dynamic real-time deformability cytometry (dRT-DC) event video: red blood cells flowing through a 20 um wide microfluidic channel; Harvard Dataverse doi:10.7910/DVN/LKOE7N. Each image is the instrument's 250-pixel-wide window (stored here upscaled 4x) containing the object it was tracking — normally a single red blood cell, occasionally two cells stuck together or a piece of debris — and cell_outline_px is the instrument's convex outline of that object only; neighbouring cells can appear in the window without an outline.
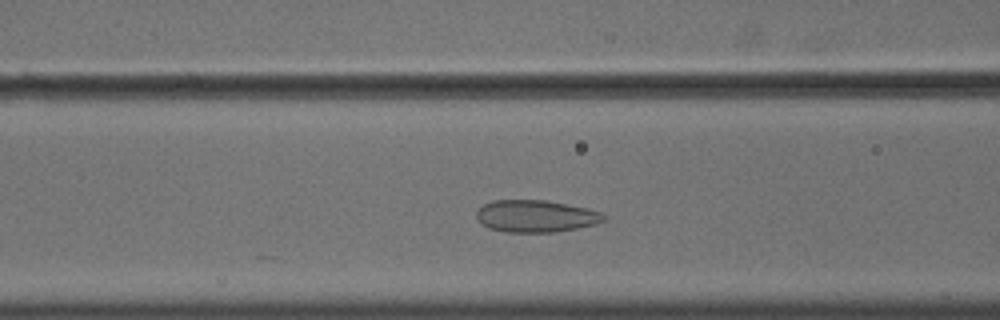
{"species": "common noctule bat (a hibernating species)", "species_latin": "Nyctalus noctula", "temperature_condition": "cold", "stored_images_in_passage": 47, "camera_frame_rate_fps": 3000, "um_per_image_px": 0.085, "animal": {"sex": "male", "body_mass_g": 18.8}, "frame": {"image": 1, "passage_image": 14, "time_ms": 4.333, "image_size_px": [1000, 320], "cell_outline_px": [[604, 220], [596, 224], [576, 228], [552, 232], [504, 232], [488, 228], [480, 224], [476, 216], [476, 212], [484, 204], [492, 200], [544, 200], [568, 204], [588, 208], [600, 212], [604, 216]], "centroid_in_image_um": [45.5, 18.37], "position_along_channel_um": 121.1, "area_um2": 23.81}}
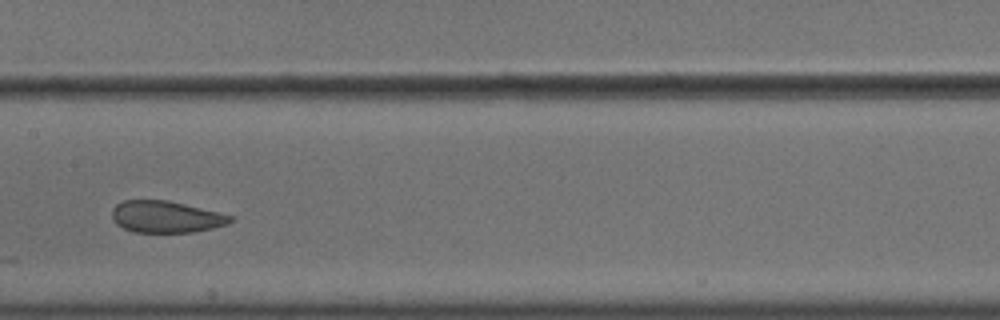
{"frame": {"image": 2, "passage_image": 20, "time_ms": 6.333, "image_size_px": [1000, 320], "cell_outline_px": [[232, 220], [228, 224], [212, 228], [192, 232], [132, 232], [116, 224], [112, 220], [112, 208], [116, 204], [124, 200], [168, 200], [232, 216]], "centroid_in_image_um": [14.05, 18.43], "position_along_channel_um": 193.4, "area_um2": 21.73}}
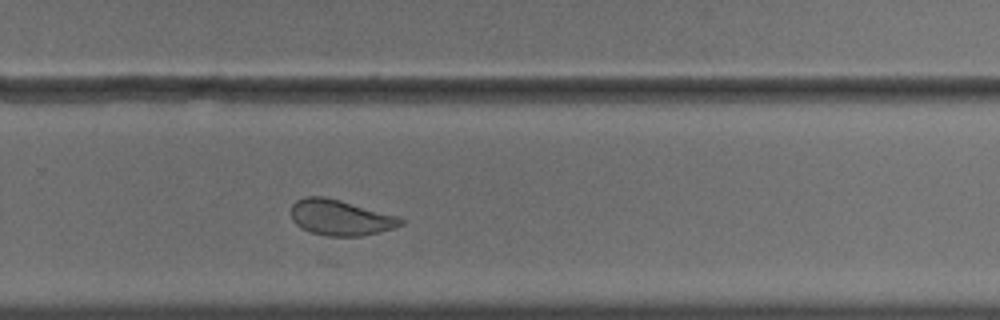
{"frame": {"image": 3, "passage_image": 29, "time_ms": 9.333, "image_size_px": [1000, 320], "cell_outline_px": [[404, 224], [380, 232], [360, 236], [328, 236], [312, 232], [300, 228], [292, 220], [292, 204], [296, 200], [304, 196], [324, 196], [340, 200], [400, 216], [404, 220]], "centroid_in_image_um": [28.95, 18.48], "position_along_channel_um": 300.9, "area_um2": 22.89}, "authors_computed_cell_mechanics": {"area_um2": 24.854, "velocity_mm_per_s": 3.5946, "shape_relaxation_time_tau1_ms": null, "shape_relaxation_time_tau2_ms": 0.9111, "deformation_change_tau1": null, "deformation_change_tau2": 0.0544}}